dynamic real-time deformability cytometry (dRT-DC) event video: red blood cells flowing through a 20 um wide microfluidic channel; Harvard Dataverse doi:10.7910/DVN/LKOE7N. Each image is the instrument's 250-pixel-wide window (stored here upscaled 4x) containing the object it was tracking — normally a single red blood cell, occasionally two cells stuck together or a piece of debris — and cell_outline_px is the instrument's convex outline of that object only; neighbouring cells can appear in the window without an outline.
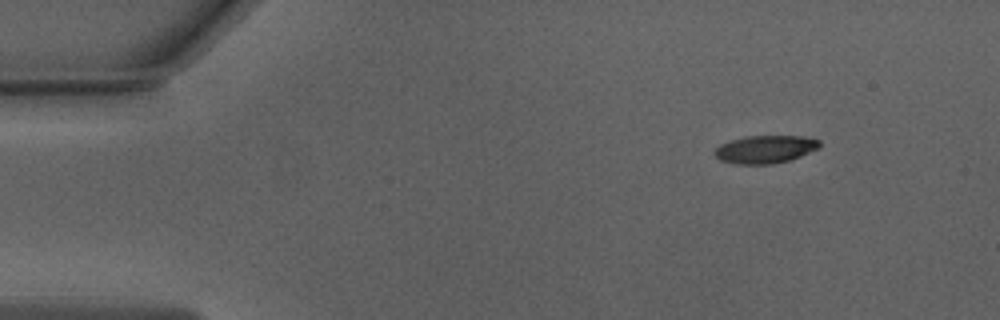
{"species": "Egyptian fruit bat (a non-hibernating species)", "species_latin": "Rousettus aegyptiacus", "temperature_condition": "warm", "stored_images_in_passage": 46, "camera_frame_rate_fps": 3000, "um_per_image_px": 0.085, "animal": {"sex": "male"}, "frame": {"image": 1, "passage_image": 1, "time_ms": 0.0, "image_size_px": [1000, 320], "cell_outline_px": [[820, 148], [800, 156], [788, 160], [772, 164], [736, 164], [720, 160], [712, 152], [720, 144], [728, 140], [744, 136], [804, 136], [820, 140]], "centroid_in_image_um": [65.02, 12.68], "position_along_channel_um": 20.0, "area_um2": 17.17}}
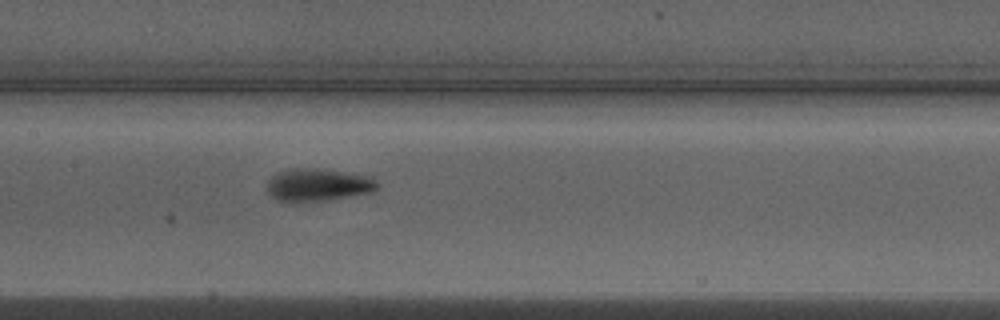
{"frame": {"image": 2, "passage_image": 20, "time_ms": 6.333, "image_size_px": [1000, 320], "cell_outline_px": [[380, 188], [372, 192], [324, 200], [292, 204], [276, 200], [268, 192], [268, 180], [272, 176], [288, 168], [316, 168], [368, 176], [376, 180], [380, 184]], "centroid_in_image_um": [27.0, 15.73], "position_along_channel_um": 180.4, "area_um2": 21.15}}
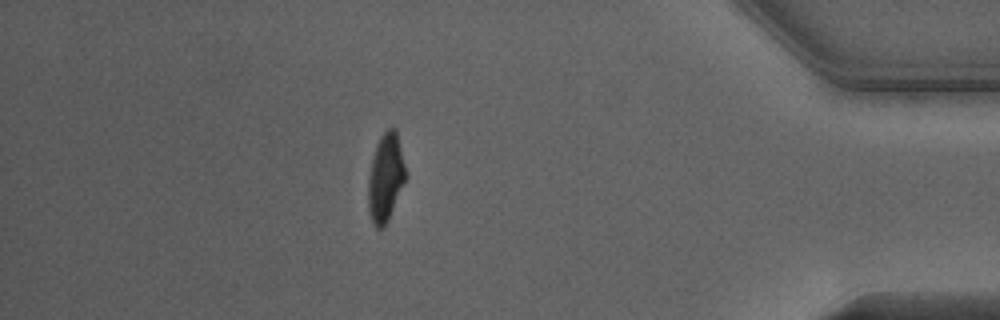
{"frame": {"image": 3, "passage_image": 40, "time_ms": 13.0, "image_size_px": [1000, 320], "cell_outline_px": [[408, 176], [388, 220], [384, 228], [376, 228], [372, 224], [368, 212], [368, 180], [372, 160], [376, 144], [380, 136], [388, 128], [396, 128]], "centroid_in_image_um": [32.79, 15.11], "position_along_channel_um": 402.4, "area_um2": 19.54}, "authors_computed_cell_mechanics": {"area_um2": 19.3919, "velocity_mm_per_s": 3.9976, "shape_relaxation_time_tau1_ms": 2.949, "shape_relaxation_time_tau2_ms": 1.3601, "deformation_change_tau1": 0.1974, "deformation_change_tau2": 0.0713}}